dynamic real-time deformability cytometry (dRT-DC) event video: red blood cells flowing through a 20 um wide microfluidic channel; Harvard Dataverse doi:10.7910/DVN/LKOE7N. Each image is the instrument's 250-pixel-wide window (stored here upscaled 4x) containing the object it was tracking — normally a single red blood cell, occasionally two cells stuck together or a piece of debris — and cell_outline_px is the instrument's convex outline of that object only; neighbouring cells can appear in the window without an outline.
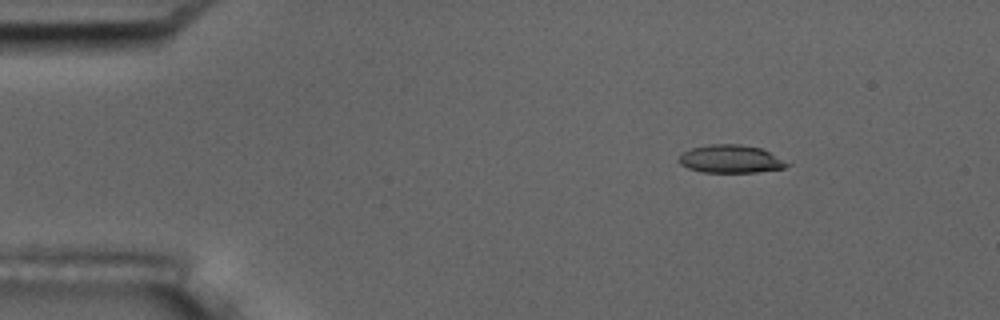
{"species": "common noctule bat (a hibernating species)", "species_latin": "Nyctalus noctula", "temperature_condition": "room temperature", "stored_images_in_passage": 9, "camera_frame_rate_fps": 3000, "um_per_image_px": 0.085, "animal": {"sex": "male", "body_mass_g": 17.5, "forearm_length_mm": 52.3}, "frame": {"image": 1, "passage_image": 1, "time_ms": 0.0, "image_size_px": [1000, 320], "cell_outline_px": [[792, 164], [784, 168], [756, 172], [700, 172], [688, 168], [680, 164], [676, 160], [680, 152], [692, 148], [708, 144], [740, 144], [760, 148]], "centroid_in_image_um": [62.04, 13.51], "position_along_channel_um": 23.0, "area_um2": 17.74}}
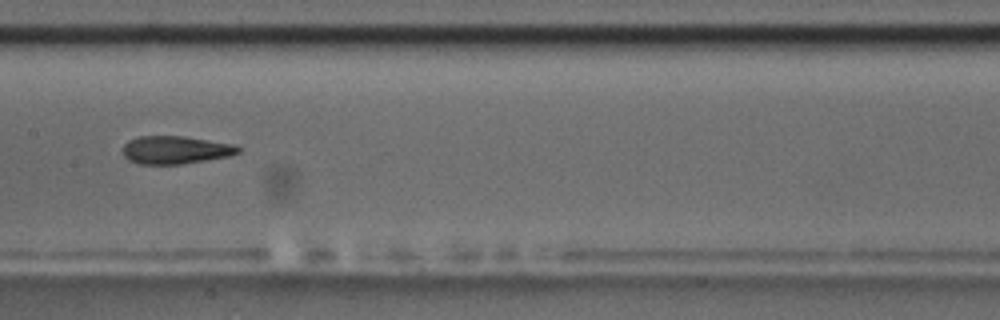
{"frame": {"image": 2, "passage_image": 7, "time_ms": 6.667, "image_size_px": [1000, 320], "cell_outline_px": [[240, 152], [228, 156], [180, 164], [136, 164], [128, 160], [124, 156], [120, 148], [128, 140], [140, 136], [184, 136], [236, 144], [240, 148]], "centroid_in_image_um": [14.87, 12.74], "position_along_channel_um": 192.5, "area_um2": 18.96}}